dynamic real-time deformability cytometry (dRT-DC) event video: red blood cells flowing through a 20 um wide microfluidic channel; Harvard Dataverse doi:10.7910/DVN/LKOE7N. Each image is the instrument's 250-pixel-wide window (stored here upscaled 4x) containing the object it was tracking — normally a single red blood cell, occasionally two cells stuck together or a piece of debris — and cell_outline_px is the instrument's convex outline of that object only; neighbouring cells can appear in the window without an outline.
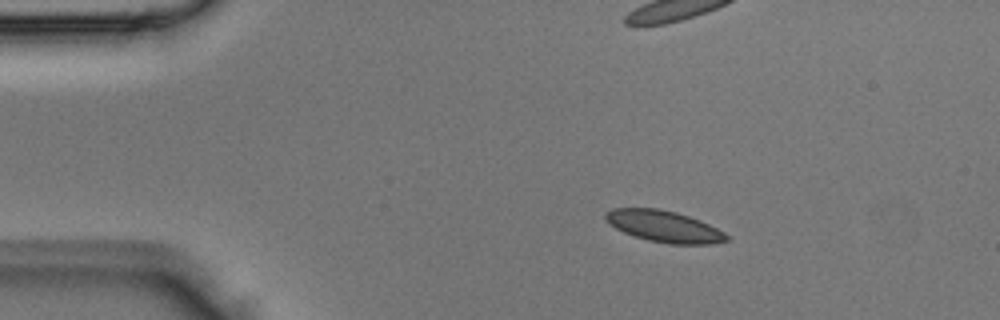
{"species": "Egyptian fruit bat (a non-hibernating species)", "species_latin": "Rousettus aegyptiacus", "temperature_condition": "room temperature", "stored_images_in_passage": 3, "camera_frame_rate_fps": 3000, "um_per_image_px": 0.085, "animal": {"sex": "male"}, "frame": {"image": 1, "passage_image": 1, "time_ms": 0.0, "image_size_px": [1000, 320], "cell_outline_px": [[728, 240], [712, 244], [668, 244], [648, 240], [624, 232], [608, 224], [604, 220], [604, 212], [612, 208], [656, 208], [676, 212], [700, 220], [724, 232], [728, 236]], "centroid_in_image_um": [56.4, 19.23], "position_along_channel_um": 28.6, "area_um2": 22.2}}
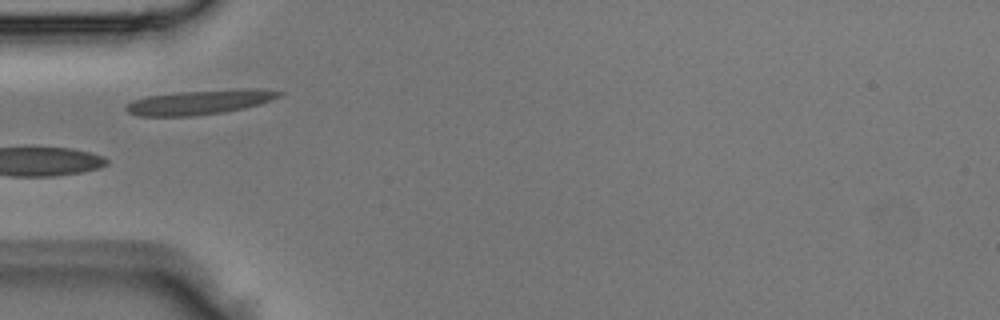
{"frame": {"image": 2, "passage_image": 3, "time_ms": 0.667, "image_size_px": [1000, 320], "cell_outline_px": [[284, 92], [280, 96], [260, 104], [244, 108], [224, 112], [192, 116], [140, 116], [128, 112], [124, 108], [132, 100], [148, 96], [180, 92], [240, 88], [264, 88]], "centroid_in_image_um": [17.03, 8.67], "position_along_channel_um": 68.0, "area_um2": 21.96}}